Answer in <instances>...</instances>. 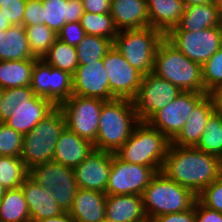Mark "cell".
<instances>
[{
    "instance_id": "cell-1",
    "label": "cell",
    "mask_w": 222,
    "mask_h": 222,
    "mask_svg": "<svg viewBox=\"0 0 222 222\" xmlns=\"http://www.w3.org/2000/svg\"><path fill=\"white\" fill-rule=\"evenodd\" d=\"M161 171L198 196L221 175V159L195 146L170 143Z\"/></svg>"
},
{
    "instance_id": "cell-2",
    "label": "cell",
    "mask_w": 222,
    "mask_h": 222,
    "mask_svg": "<svg viewBox=\"0 0 222 222\" xmlns=\"http://www.w3.org/2000/svg\"><path fill=\"white\" fill-rule=\"evenodd\" d=\"M139 123L131 99L115 98L105 101L101 109L94 149L115 153Z\"/></svg>"
},
{
    "instance_id": "cell-3",
    "label": "cell",
    "mask_w": 222,
    "mask_h": 222,
    "mask_svg": "<svg viewBox=\"0 0 222 222\" xmlns=\"http://www.w3.org/2000/svg\"><path fill=\"white\" fill-rule=\"evenodd\" d=\"M152 73L169 81L182 92L206 93L202 66L186 57L166 37L157 47Z\"/></svg>"
},
{
    "instance_id": "cell-4",
    "label": "cell",
    "mask_w": 222,
    "mask_h": 222,
    "mask_svg": "<svg viewBox=\"0 0 222 222\" xmlns=\"http://www.w3.org/2000/svg\"><path fill=\"white\" fill-rule=\"evenodd\" d=\"M142 198L144 210L150 222L160 215L191 209L197 200V195L160 171L146 186Z\"/></svg>"
},
{
    "instance_id": "cell-5",
    "label": "cell",
    "mask_w": 222,
    "mask_h": 222,
    "mask_svg": "<svg viewBox=\"0 0 222 222\" xmlns=\"http://www.w3.org/2000/svg\"><path fill=\"white\" fill-rule=\"evenodd\" d=\"M65 128L66 119L63 111L56 106L30 132L23 135L21 159L28 170L52 161L55 146Z\"/></svg>"
},
{
    "instance_id": "cell-6",
    "label": "cell",
    "mask_w": 222,
    "mask_h": 222,
    "mask_svg": "<svg viewBox=\"0 0 222 222\" xmlns=\"http://www.w3.org/2000/svg\"><path fill=\"white\" fill-rule=\"evenodd\" d=\"M171 141L160 130L140 122L115 152L123 161L149 167H163Z\"/></svg>"
},
{
    "instance_id": "cell-7",
    "label": "cell",
    "mask_w": 222,
    "mask_h": 222,
    "mask_svg": "<svg viewBox=\"0 0 222 222\" xmlns=\"http://www.w3.org/2000/svg\"><path fill=\"white\" fill-rule=\"evenodd\" d=\"M165 35L151 26L121 30L113 41V47L125 60L143 75L153 72L155 53Z\"/></svg>"
},
{
    "instance_id": "cell-8",
    "label": "cell",
    "mask_w": 222,
    "mask_h": 222,
    "mask_svg": "<svg viewBox=\"0 0 222 222\" xmlns=\"http://www.w3.org/2000/svg\"><path fill=\"white\" fill-rule=\"evenodd\" d=\"M28 176L38 185L51 191L57 205L64 212H69L79 189L73 167L50 161L29 169Z\"/></svg>"
},
{
    "instance_id": "cell-9",
    "label": "cell",
    "mask_w": 222,
    "mask_h": 222,
    "mask_svg": "<svg viewBox=\"0 0 222 222\" xmlns=\"http://www.w3.org/2000/svg\"><path fill=\"white\" fill-rule=\"evenodd\" d=\"M104 102L100 98L70 96L59 106L66 119V127L94 144Z\"/></svg>"
},
{
    "instance_id": "cell-10",
    "label": "cell",
    "mask_w": 222,
    "mask_h": 222,
    "mask_svg": "<svg viewBox=\"0 0 222 222\" xmlns=\"http://www.w3.org/2000/svg\"><path fill=\"white\" fill-rule=\"evenodd\" d=\"M161 170L162 167H149L125 162L113 153L112 168L105 194L142 196L146 186Z\"/></svg>"
},
{
    "instance_id": "cell-11",
    "label": "cell",
    "mask_w": 222,
    "mask_h": 222,
    "mask_svg": "<svg viewBox=\"0 0 222 222\" xmlns=\"http://www.w3.org/2000/svg\"><path fill=\"white\" fill-rule=\"evenodd\" d=\"M165 37L186 57L201 66L222 47L221 26L196 32L169 31Z\"/></svg>"
},
{
    "instance_id": "cell-12",
    "label": "cell",
    "mask_w": 222,
    "mask_h": 222,
    "mask_svg": "<svg viewBox=\"0 0 222 222\" xmlns=\"http://www.w3.org/2000/svg\"><path fill=\"white\" fill-rule=\"evenodd\" d=\"M181 93L178 87L154 73L143 75L140 89L132 99L137 118L140 122H146Z\"/></svg>"
},
{
    "instance_id": "cell-13",
    "label": "cell",
    "mask_w": 222,
    "mask_h": 222,
    "mask_svg": "<svg viewBox=\"0 0 222 222\" xmlns=\"http://www.w3.org/2000/svg\"><path fill=\"white\" fill-rule=\"evenodd\" d=\"M31 89L36 96L60 106L73 95V75L47 64L43 59L35 61Z\"/></svg>"
},
{
    "instance_id": "cell-14",
    "label": "cell",
    "mask_w": 222,
    "mask_h": 222,
    "mask_svg": "<svg viewBox=\"0 0 222 222\" xmlns=\"http://www.w3.org/2000/svg\"><path fill=\"white\" fill-rule=\"evenodd\" d=\"M207 95L199 92H182L175 100L155 112L146 123L158 129L170 141L182 130L195 106Z\"/></svg>"
},
{
    "instance_id": "cell-15",
    "label": "cell",
    "mask_w": 222,
    "mask_h": 222,
    "mask_svg": "<svg viewBox=\"0 0 222 222\" xmlns=\"http://www.w3.org/2000/svg\"><path fill=\"white\" fill-rule=\"evenodd\" d=\"M110 92L116 98L133 99L140 89L143 74L132 67L122 54L112 47L103 58Z\"/></svg>"
},
{
    "instance_id": "cell-16",
    "label": "cell",
    "mask_w": 222,
    "mask_h": 222,
    "mask_svg": "<svg viewBox=\"0 0 222 222\" xmlns=\"http://www.w3.org/2000/svg\"><path fill=\"white\" fill-rule=\"evenodd\" d=\"M112 156V152L93 149L73 168L78 188L105 193L112 168Z\"/></svg>"
},
{
    "instance_id": "cell-17",
    "label": "cell",
    "mask_w": 222,
    "mask_h": 222,
    "mask_svg": "<svg viewBox=\"0 0 222 222\" xmlns=\"http://www.w3.org/2000/svg\"><path fill=\"white\" fill-rule=\"evenodd\" d=\"M73 95L100 98L105 101L116 98L110 92L103 60L77 67L73 75Z\"/></svg>"
},
{
    "instance_id": "cell-18",
    "label": "cell",
    "mask_w": 222,
    "mask_h": 222,
    "mask_svg": "<svg viewBox=\"0 0 222 222\" xmlns=\"http://www.w3.org/2000/svg\"><path fill=\"white\" fill-rule=\"evenodd\" d=\"M55 107L50 100L41 96H35L31 100L20 102L4 123L15 131L25 135Z\"/></svg>"
},
{
    "instance_id": "cell-19",
    "label": "cell",
    "mask_w": 222,
    "mask_h": 222,
    "mask_svg": "<svg viewBox=\"0 0 222 222\" xmlns=\"http://www.w3.org/2000/svg\"><path fill=\"white\" fill-rule=\"evenodd\" d=\"M20 187L27 202L31 222L55 217L64 212L55 202L51 191L38 185L29 176L24 179Z\"/></svg>"
},
{
    "instance_id": "cell-20",
    "label": "cell",
    "mask_w": 222,
    "mask_h": 222,
    "mask_svg": "<svg viewBox=\"0 0 222 222\" xmlns=\"http://www.w3.org/2000/svg\"><path fill=\"white\" fill-rule=\"evenodd\" d=\"M94 145L70 131L67 127L62 131L55 146L52 161L67 167L78 166L92 150Z\"/></svg>"
},
{
    "instance_id": "cell-21",
    "label": "cell",
    "mask_w": 222,
    "mask_h": 222,
    "mask_svg": "<svg viewBox=\"0 0 222 222\" xmlns=\"http://www.w3.org/2000/svg\"><path fill=\"white\" fill-rule=\"evenodd\" d=\"M110 15L119 31L149 26L146 0H111Z\"/></svg>"
},
{
    "instance_id": "cell-22",
    "label": "cell",
    "mask_w": 222,
    "mask_h": 222,
    "mask_svg": "<svg viewBox=\"0 0 222 222\" xmlns=\"http://www.w3.org/2000/svg\"><path fill=\"white\" fill-rule=\"evenodd\" d=\"M106 194L78 189L69 214L75 222H103L106 219Z\"/></svg>"
},
{
    "instance_id": "cell-23",
    "label": "cell",
    "mask_w": 222,
    "mask_h": 222,
    "mask_svg": "<svg viewBox=\"0 0 222 222\" xmlns=\"http://www.w3.org/2000/svg\"><path fill=\"white\" fill-rule=\"evenodd\" d=\"M105 213L114 222H149L139 195H107Z\"/></svg>"
},
{
    "instance_id": "cell-24",
    "label": "cell",
    "mask_w": 222,
    "mask_h": 222,
    "mask_svg": "<svg viewBox=\"0 0 222 222\" xmlns=\"http://www.w3.org/2000/svg\"><path fill=\"white\" fill-rule=\"evenodd\" d=\"M43 24L56 34L66 23L80 22L84 14L82 0H42Z\"/></svg>"
},
{
    "instance_id": "cell-25",
    "label": "cell",
    "mask_w": 222,
    "mask_h": 222,
    "mask_svg": "<svg viewBox=\"0 0 222 222\" xmlns=\"http://www.w3.org/2000/svg\"><path fill=\"white\" fill-rule=\"evenodd\" d=\"M214 113L211 99L206 95L193 109L179 134L171 141L177 146H196Z\"/></svg>"
},
{
    "instance_id": "cell-26",
    "label": "cell",
    "mask_w": 222,
    "mask_h": 222,
    "mask_svg": "<svg viewBox=\"0 0 222 222\" xmlns=\"http://www.w3.org/2000/svg\"><path fill=\"white\" fill-rule=\"evenodd\" d=\"M149 26L166 35L176 27L185 11L182 0H146Z\"/></svg>"
},
{
    "instance_id": "cell-27",
    "label": "cell",
    "mask_w": 222,
    "mask_h": 222,
    "mask_svg": "<svg viewBox=\"0 0 222 222\" xmlns=\"http://www.w3.org/2000/svg\"><path fill=\"white\" fill-rule=\"evenodd\" d=\"M221 11L214 3L185 6L179 24L170 31L196 32L220 26Z\"/></svg>"
},
{
    "instance_id": "cell-28",
    "label": "cell",
    "mask_w": 222,
    "mask_h": 222,
    "mask_svg": "<svg viewBox=\"0 0 222 222\" xmlns=\"http://www.w3.org/2000/svg\"><path fill=\"white\" fill-rule=\"evenodd\" d=\"M35 58L29 49L25 27L14 25L0 31V61Z\"/></svg>"
},
{
    "instance_id": "cell-29",
    "label": "cell",
    "mask_w": 222,
    "mask_h": 222,
    "mask_svg": "<svg viewBox=\"0 0 222 222\" xmlns=\"http://www.w3.org/2000/svg\"><path fill=\"white\" fill-rule=\"evenodd\" d=\"M36 60L0 61V87L9 89L30 86Z\"/></svg>"
},
{
    "instance_id": "cell-30",
    "label": "cell",
    "mask_w": 222,
    "mask_h": 222,
    "mask_svg": "<svg viewBox=\"0 0 222 222\" xmlns=\"http://www.w3.org/2000/svg\"><path fill=\"white\" fill-rule=\"evenodd\" d=\"M0 222H31L22 188L7 189L0 199Z\"/></svg>"
},
{
    "instance_id": "cell-31",
    "label": "cell",
    "mask_w": 222,
    "mask_h": 222,
    "mask_svg": "<svg viewBox=\"0 0 222 222\" xmlns=\"http://www.w3.org/2000/svg\"><path fill=\"white\" fill-rule=\"evenodd\" d=\"M42 59L52 67L69 72L72 75L75 74L79 66L76 47L70 46L58 38Z\"/></svg>"
},
{
    "instance_id": "cell-32",
    "label": "cell",
    "mask_w": 222,
    "mask_h": 222,
    "mask_svg": "<svg viewBox=\"0 0 222 222\" xmlns=\"http://www.w3.org/2000/svg\"><path fill=\"white\" fill-rule=\"evenodd\" d=\"M113 47L111 39L93 35H85L76 46L79 65H88L98 60H103L106 53Z\"/></svg>"
},
{
    "instance_id": "cell-33",
    "label": "cell",
    "mask_w": 222,
    "mask_h": 222,
    "mask_svg": "<svg viewBox=\"0 0 222 222\" xmlns=\"http://www.w3.org/2000/svg\"><path fill=\"white\" fill-rule=\"evenodd\" d=\"M196 148L222 159V117L213 113Z\"/></svg>"
},
{
    "instance_id": "cell-34",
    "label": "cell",
    "mask_w": 222,
    "mask_h": 222,
    "mask_svg": "<svg viewBox=\"0 0 222 222\" xmlns=\"http://www.w3.org/2000/svg\"><path fill=\"white\" fill-rule=\"evenodd\" d=\"M80 24L87 35L105 37L112 41L119 32L110 14L84 12Z\"/></svg>"
},
{
    "instance_id": "cell-35",
    "label": "cell",
    "mask_w": 222,
    "mask_h": 222,
    "mask_svg": "<svg viewBox=\"0 0 222 222\" xmlns=\"http://www.w3.org/2000/svg\"><path fill=\"white\" fill-rule=\"evenodd\" d=\"M28 176L21 157L0 156V183L6 189L19 188Z\"/></svg>"
},
{
    "instance_id": "cell-36",
    "label": "cell",
    "mask_w": 222,
    "mask_h": 222,
    "mask_svg": "<svg viewBox=\"0 0 222 222\" xmlns=\"http://www.w3.org/2000/svg\"><path fill=\"white\" fill-rule=\"evenodd\" d=\"M24 27L30 52L35 58L42 59L57 39V34L45 24Z\"/></svg>"
},
{
    "instance_id": "cell-37",
    "label": "cell",
    "mask_w": 222,
    "mask_h": 222,
    "mask_svg": "<svg viewBox=\"0 0 222 222\" xmlns=\"http://www.w3.org/2000/svg\"><path fill=\"white\" fill-rule=\"evenodd\" d=\"M31 86L4 89L0 100V123H4L13 110L23 100H31L35 97Z\"/></svg>"
},
{
    "instance_id": "cell-38",
    "label": "cell",
    "mask_w": 222,
    "mask_h": 222,
    "mask_svg": "<svg viewBox=\"0 0 222 222\" xmlns=\"http://www.w3.org/2000/svg\"><path fill=\"white\" fill-rule=\"evenodd\" d=\"M202 79L206 93L222 86V47L202 65Z\"/></svg>"
},
{
    "instance_id": "cell-39",
    "label": "cell",
    "mask_w": 222,
    "mask_h": 222,
    "mask_svg": "<svg viewBox=\"0 0 222 222\" xmlns=\"http://www.w3.org/2000/svg\"><path fill=\"white\" fill-rule=\"evenodd\" d=\"M23 135L0 123V156L21 157Z\"/></svg>"
},
{
    "instance_id": "cell-40",
    "label": "cell",
    "mask_w": 222,
    "mask_h": 222,
    "mask_svg": "<svg viewBox=\"0 0 222 222\" xmlns=\"http://www.w3.org/2000/svg\"><path fill=\"white\" fill-rule=\"evenodd\" d=\"M197 199L204 206L222 213V175L210 183Z\"/></svg>"
},
{
    "instance_id": "cell-41",
    "label": "cell",
    "mask_w": 222,
    "mask_h": 222,
    "mask_svg": "<svg viewBox=\"0 0 222 222\" xmlns=\"http://www.w3.org/2000/svg\"><path fill=\"white\" fill-rule=\"evenodd\" d=\"M86 33L80 22L66 23L57 33V38L70 46L76 47L85 37Z\"/></svg>"
},
{
    "instance_id": "cell-42",
    "label": "cell",
    "mask_w": 222,
    "mask_h": 222,
    "mask_svg": "<svg viewBox=\"0 0 222 222\" xmlns=\"http://www.w3.org/2000/svg\"><path fill=\"white\" fill-rule=\"evenodd\" d=\"M43 24V3L42 0H26L23 26Z\"/></svg>"
},
{
    "instance_id": "cell-43",
    "label": "cell",
    "mask_w": 222,
    "mask_h": 222,
    "mask_svg": "<svg viewBox=\"0 0 222 222\" xmlns=\"http://www.w3.org/2000/svg\"><path fill=\"white\" fill-rule=\"evenodd\" d=\"M26 1H8L0 7L1 13L14 25H23Z\"/></svg>"
},
{
    "instance_id": "cell-44",
    "label": "cell",
    "mask_w": 222,
    "mask_h": 222,
    "mask_svg": "<svg viewBox=\"0 0 222 222\" xmlns=\"http://www.w3.org/2000/svg\"><path fill=\"white\" fill-rule=\"evenodd\" d=\"M195 222H222V213L204 206L197 199L195 202Z\"/></svg>"
},
{
    "instance_id": "cell-45",
    "label": "cell",
    "mask_w": 222,
    "mask_h": 222,
    "mask_svg": "<svg viewBox=\"0 0 222 222\" xmlns=\"http://www.w3.org/2000/svg\"><path fill=\"white\" fill-rule=\"evenodd\" d=\"M150 222H195V204L189 210L180 213L160 215Z\"/></svg>"
},
{
    "instance_id": "cell-46",
    "label": "cell",
    "mask_w": 222,
    "mask_h": 222,
    "mask_svg": "<svg viewBox=\"0 0 222 222\" xmlns=\"http://www.w3.org/2000/svg\"><path fill=\"white\" fill-rule=\"evenodd\" d=\"M84 12L110 14L111 0H82Z\"/></svg>"
},
{
    "instance_id": "cell-47",
    "label": "cell",
    "mask_w": 222,
    "mask_h": 222,
    "mask_svg": "<svg viewBox=\"0 0 222 222\" xmlns=\"http://www.w3.org/2000/svg\"><path fill=\"white\" fill-rule=\"evenodd\" d=\"M207 95L211 99L214 113L222 117V86L212 89Z\"/></svg>"
},
{
    "instance_id": "cell-48",
    "label": "cell",
    "mask_w": 222,
    "mask_h": 222,
    "mask_svg": "<svg viewBox=\"0 0 222 222\" xmlns=\"http://www.w3.org/2000/svg\"><path fill=\"white\" fill-rule=\"evenodd\" d=\"M37 222H75L68 212H63L58 216L50 217L47 219H41Z\"/></svg>"
},
{
    "instance_id": "cell-49",
    "label": "cell",
    "mask_w": 222,
    "mask_h": 222,
    "mask_svg": "<svg viewBox=\"0 0 222 222\" xmlns=\"http://www.w3.org/2000/svg\"><path fill=\"white\" fill-rule=\"evenodd\" d=\"M185 6L213 3V0H182Z\"/></svg>"
},
{
    "instance_id": "cell-50",
    "label": "cell",
    "mask_w": 222,
    "mask_h": 222,
    "mask_svg": "<svg viewBox=\"0 0 222 222\" xmlns=\"http://www.w3.org/2000/svg\"><path fill=\"white\" fill-rule=\"evenodd\" d=\"M11 23L9 22V20L6 19V17L4 16L3 13H1L0 11V31L1 30H6L9 27H11Z\"/></svg>"
},
{
    "instance_id": "cell-51",
    "label": "cell",
    "mask_w": 222,
    "mask_h": 222,
    "mask_svg": "<svg viewBox=\"0 0 222 222\" xmlns=\"http://www.w3.org/2000/svg\"><path fill=\"white\" fill-rule=\"evenodd\" d=\"M6 190L7 189L0 183V199L5 195Z\"/></svg>"
},
{
    "instance_id": "cell-52",
    "label": "cell",
    "mask_w": 222,
    "mask_h": 222,
    "mask_svg": "<svg viewBox=\"0 0 222 222\" xmlns=\"http://www.w3.org/2000/svg\"><path fill=\"white\" fill-rule=\"evenodd\" d=\"M213 3L220 9L222 10V0H213Z\"/></svg>"
},
{
    "instance_id": "cell-53",
    "label": "cell",
    "mask_w": 222,
    "mask_h": 222,
    "mask_svg": "<svg viewBox=\"0 0 222 222\" xmlns=\"http://www.w3.org/2000/svg\"><path fill=\"white\" fill-rule=\"evenodd\" d=\"M8 1H26V0H0V7L3 5V3H6Z\"/></svg>"
},
{
    "instance_id": "cell-54",
    "label": "cell",
    "mask_w": 222,
    "mask_h": 222,
    "mask_svg": "<svg viewBox=\"0 0 222 222\" xmlns=\"http://www.w3.org/2000/svg\"><path fill=\"white\" fill-rule=\"evenodd\" d=\"M3 88L2 87H0V100H1V97H2V94H3Z\"/></svg>"
},
{
    "instance_id": "cell-55",
    "label": "cell",
    "mask_w": 222,
    "mask_h": 222,
    "mask_svg": "<svg viewBox=\"0 0 222 222\" xmlns=\"http://www.w3.org/2000/svg\"><path fill=\"white\" fill-rule=\"evenodd\" d=\"M220 26L222 28V10H221V17H220Z\"/></svg>"
},
{
    "instance_id": "cell-56",
    "label": "cell",
    "mask_w": 222,
    "mask_h": 222,
    "mask_svg": "<svg viewBox=\"0 0 222 222\" xmlns=\"http://www.w3.org/2000/svg\"><path fill=\"white\" fill-rule=\"evenodd\" d=\"M103 222H114V221H111L109 219H105Z\"/></svg>"
},
{
    "instance_id": "cell-57",
    "label": "cell",
    "mask_w": 222,
    "mask_h": 222,
    "mask_svg": "<svg viewBox=\"0 0 222 222\" xmlns=\"http://www.w3.org/2000/svg\"><path fill=\"white\" fill-rule=\"evenodd\" d=\"M221 175H222V159H221Z\"/></svg>"
}]
</instances>
